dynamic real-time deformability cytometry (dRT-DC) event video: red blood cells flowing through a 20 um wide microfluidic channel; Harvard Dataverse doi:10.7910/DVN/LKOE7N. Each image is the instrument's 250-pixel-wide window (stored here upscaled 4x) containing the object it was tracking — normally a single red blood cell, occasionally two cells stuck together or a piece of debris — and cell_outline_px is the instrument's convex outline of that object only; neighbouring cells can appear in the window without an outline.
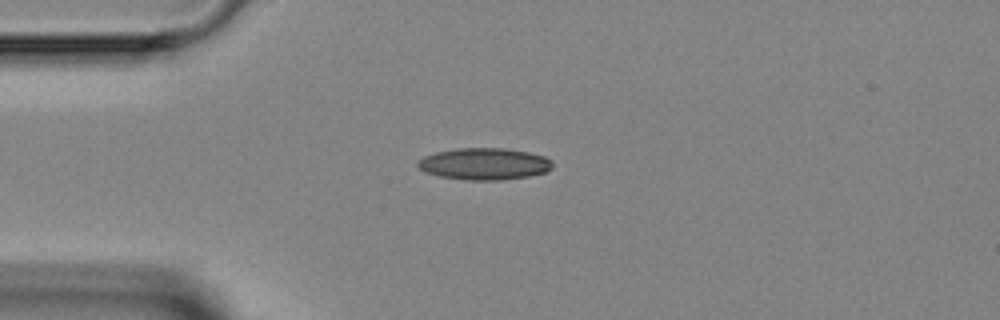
{"species": "Egyptian fruit bat (a non-hibernating species)", "species_latin": "Rousettus aegyptiacus", "temperature_condition": "room temperature", "stored_images_in_passage": 1, "camera_frame_rate_fps": 3000, "um_per_image_px": 0.085, "animal": {"sex": "female"}, "frame": {"image": 1, "passage_image": 1, "time_ms": 0.0, "image_size_px": [1000, 320], "cell_outline_px": [[552, 168], [544, 172], [528, 176], [500, 180], [464, 180], [440, 176], [428, 172], [420, 168], [416, 164], [424, 156], [436, 152], [456, 148], [504, 148], [528, 152], [544, 156], [552, 160]], "centroid_in_image_um": [41.18, 13.92], "position_along_channel_um": 43.8, "area_um2": 24.8}}